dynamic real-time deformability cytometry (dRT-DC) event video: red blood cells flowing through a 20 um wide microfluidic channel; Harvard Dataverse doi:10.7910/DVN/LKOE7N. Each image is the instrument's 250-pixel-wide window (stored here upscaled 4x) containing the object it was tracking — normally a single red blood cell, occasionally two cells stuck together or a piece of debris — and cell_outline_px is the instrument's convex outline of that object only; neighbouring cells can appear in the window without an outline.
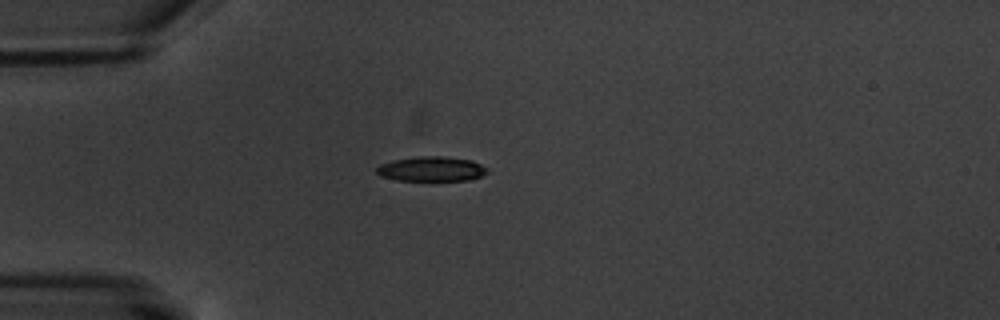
{"species": "common noctule bat (a hibernating species)", "species_latin": "Nyctalus noctula", "temperature_condition": "warm", "stored_images_in_passage": 12, "camera_frame_rate_fps": 3000, "um_per_image_px": 0.085, "animal": {"sex": "male", "body_mass_g": 20.1, "forearm_length_mm": 53.5}, "frame": {"image": 1, "passage_image": 1, "time_ms": 0.0, "image_size_px": [1000, 320], "cell_outline_px": [[488, 172], [480, 176], [468, 180], [396, 180], [380, 176], [376, 172], [376, 168], [380, 164], [396, 160], [420, 156], [440, 156], [472, 160], [488, 168]], "centroid_in_image_um": [36.68, 14.36], "position_along_channel_um": 48.3, "area_um2": 15.78}}
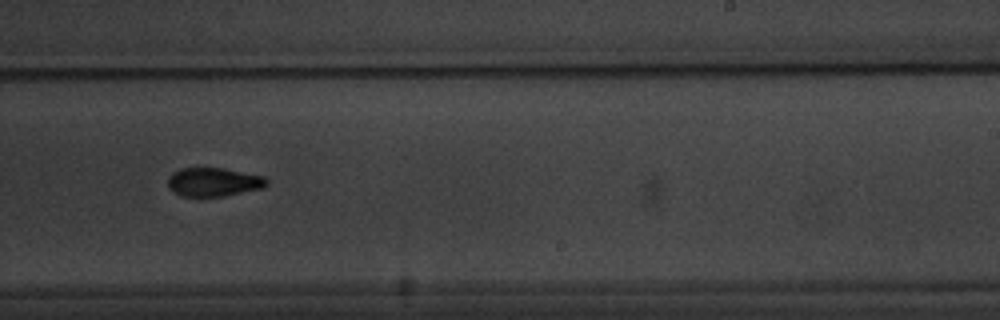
{"frame": {"image": 2, "passage_image": 7, "time_ms": 7.0, "image_size_px": [1000, 320], "cell_outline_px": [[268, 184], [264, 188], [224, 196], [180, 196], [172, 192], [168, 188], [168, 176], [172, 172], [180, 168], [224, 168], [264, 176], [268, 180]], "centroid_in_image_um": [18.14, 15.47], "position_along_channel_um": 270.9, "area_um2": 16.76}}
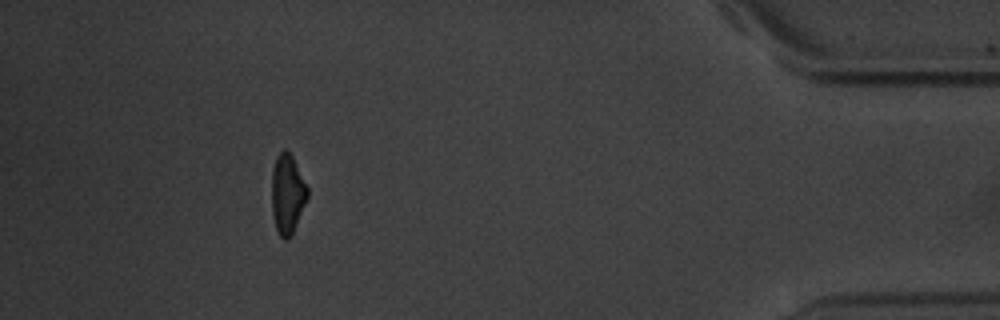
{"frame": {"image": 3, "passage_image": 12, "time_ms": 12.667, "image_size_px": [1000, 320], "cell_outline_px": [[308, 196], [292, 236], [288, 240], [284, 240], [280, 236], [276, 228], [272, 212], [272, 168], [276, 156], [284, 148], [292, 156], [308, 188]], "centroid_in_image_um": [24.42, 16.51], "position_along_channel_um": 410.8, "area_um2": 16.59}, "authors_computed_cell_mechanics": {"area_um2": 17.1955, "velocity_mm_per_s": 3.4046, "shape_relaxation_time_tau1_ms": 3.0959, "shape_relaxation_time_tau2_ms": 4.9477, "deformation_change_tau1": 0.1413, "deformation_change_tau2": 0.1044}}